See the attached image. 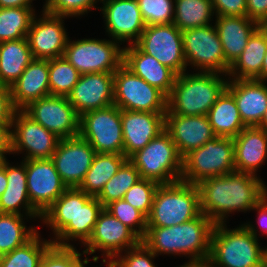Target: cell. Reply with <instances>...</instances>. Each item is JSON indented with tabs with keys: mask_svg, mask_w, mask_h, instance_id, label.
Masks as SVG:
<instances>
[{
	"mask_svg": "<svg viewBox=\"0 0 267 267\" xmlns=\"http://www.w3.org/2000/svg\"><path fill=\"white\" fill-rule=\"evenodd\" d=\"M179 267H210L208 260H189Z\"/></svg>",
	"mask_w": 267,
	"mask_h": 267,
	"instance_id": "obj_54",
	"label": "cell"
},
{
	"mask_svg": "<svg viewBox=\"0 0 267 267\" xmlns=\"http://www.w3.org/2000/svg\"><path fill=\"white\" fill-rule=\"evenodd\" d=\"M141 179L137 168L127 160L104 185L100 194L96 197L105 208L113 201L122 199L126 192Z\"/></svg>",
	"mask_w": 267,
	"mask_h": 267,
	"instance_id": "obj_39",
	"label": "cell"
},
{
	"mask_svg": "<svg viewBox=\"0 0 267 267\" xmlns=\"http://www.w3.org/2000/svg\"><path fill=\"white\" fill-rule=\"evenodd\" d=\"M234 171L233 138L216 136L183 157L181 181L198 185L205 179Z\"/></svg>",
	"mask_w": 267,
	"mask_h": 267,
	"instance_id": "obj_7",
	"label": "cell"
},
{
	"mask_svg": "<svg viewBox=\"0 0 267 267\" xmlns=\"http://www.w3.org/2000/svg\"><path fill=\"white\" fill-rule=\"evenodd\" d=\"M35 15L33 7L0 8V43L27 37Z\"/></svg>",
	"mask_w": 267,
	"mask_h": 267,
	"instance_id": "obj_37",
	"label": "cell"
},
{
	"mask_svg": "<svg viewBox=\"0 0 267 267\" xmlns=\"http://www.w3.org/2000/svg\"><path fill=\"white\" fill-rule=\"evenodd\" d=\"M79 135L96 153L124 155L121 109L113 104L84 113L80 116Z\"/></svg>",
	"mask_w": 267,
	"mask_h": 267,
	"instance_id": "obj_10",
	"label": "cell"
},
{
	"mask_svg": "<svg viewBox=\"0 0 267 267\" xmlns=\"http://www.w3.org/2000/svg\"><path fill=\"white\" fill-rule=\"evenodd\" d=\"M96 152L90 143L80 135L61 139L51 160L67 188H78Z\"/></svg>",
	"mask_w": 267,
	"mask_h": 267,
	"instance_id": "obj_16",
	"label": "cell"
},
{
	"mask_svg": "<svg viewBox=\"0 0 267 267\" xmlns=\"http://www.w3.org/2000/svg\"><path fill=\"white\" fill-rule=\"evenodd\" d=\"M252 223L229 229L226 223L215 224L209 256L210 267H262L267 247L258 243V230Z\"/></svg>",
	"mask_w": 267,
	"mask_h": 267,
	"instance_id": "obj_3",
	"label": "cell"
},
{
	"mask_svg": "<svg viewBox=\"0 0 267 267\" xmlns=\"http://www.w3.org/2000/svg\"><path fill=\"white\" fill-rule=\"evenodd\" d=\"M215 223L201 213L191 221L169 227H147L141 241L156 255H183L208 260Z\"/></svg>",
	"mask_w": 267,
	"mask_h": 267,
	"instance_id": "obj_2",
	"label": "cell"
},
{
	"mask_svg": "<svg viewBox=\"0 0 267 267\" xmlns=\"http://www.w3.org/2000/svg\"><path fill=\"white\" fill-rule=\"evenodd\" d=\"M20 163L19 166H12L6 159L7 188L0 196V213L25 215L29 219L36 217L41 219L42 215L32 206L29 200L26 160H22ZM21 211L25 213H21Z\"/></svg>",
	"mask_w": 267,
	"mask_h": 267,
	"instance_id": "obj_27",
	"label": "cell"
},
{
	"mask_svg": "<svg viewBox=\"0 0 267 267\" xmlns=\"http://www.w3.org/2000/svg\"><path fill=\"white\" fill-rule=\"evenodd\" d=\"M260 26H267V0H247V15Z\"/></svg>",
	"mask_w": 267,
	"mask_h": 267,
	"instance_id": "obj_48",
	"label": "cell"
},
{
	"mask_svg": "<svg viewBox=\"0 0 267 267\" xmlns=\"http://www.w3.org/2000/svg\"><path fill=\"white\" fill-rule=\"evenodd\" d=\"M99 1L102 0H46L43 10L52 15L78 17L97 9L95 4Z\"/></svg>",
	"mask_w": 267,
	"mask_h": 267,
	"instance_id": "obj_46",
	"label": "cell"
},
{
	"mask_svg": "<svg viewBox=\"0 0 267 267\" xmlns=\"http://www.w3.org/2000/svg\"><path fill=\"white\" fill-rule=\"evenodd\" d=\"M226 89L233 95L246 127L258 126L267 109V85L256 79H229Z\"/></svg>",
	"mask_w": 267,
	"mask_h": 267,
	"instance_id": "obj_23",
	"label": "cell"
},
{
	"mask_svg": "<svg viewBox=\"0 0 267 267\" xmlns=\"http://www.w3.org/2000/svg\"><path fill=\"white\" fill-rule=\"evenodd\" d=\"M33 0H0V8L7 7H32Z\"/></svg>",
	"mask_w": 267,
	"mask_h": 267,
	"instance_id": "obj_52",
	"label": "cell"
},
{
	"mask_svg": "<svg viewBox=\"0 0 267 267\" xmlns=\"http://www.w3.org/2000/svg\"><path fill=\"white\" fill-rule=\"evenodd\" d=\"M260 129H263L264 131L267 132V109L264 113V116L262 118V120L260 121L259 125L257 126Z\"/></svg>",
	"mask_w": 267,
	"mask_h": 267,
	"instance_id": "obj_56",
	"label": "cell"
},
{
	"mask_svg": "<svg viewBox=\"0 0 267 267\" xmlns=\"http://www.w3.org/2000/svg\"><path fill=\"white\" fill-rule=\"evenodd\" d=\"M100 11L103 14L106 32L122 45L135 44L146 28L137 0H102Z\"/></svg>",
	"mask_w": 267,
	"mask_h": 267,
	"instance_id": "obj_18",
	"label": "cell"
},
{
	"mask_svg": "<svg viewBox=\"0 0 267 267\" xmlns=\"http://www.w3.org/2000/svg\"><path fill=\"white\" fill-rule=\"evenodd\" d=\"M8 153L11 154V151H0V166L2 165L4 160L6 159L5 154H8Z\"/></svg>",
	"mask_w": 267,
	"mask_h": 267,
	"instance_id": "obj_57",
	"label": "cell"
},
{
	"mask_svg": "<svg viewBox=\"0 0 267 267\" xmlns=\"http://www.w3.org/2000/svg\"><path fill=\"white\" fill-rule=\"evenodd\" d=\"M77 188H68L43 213L41 220L53 229L55 237L67 226L76 225Z\"/></svg>",
	"mask_w": 267,
	"mask_h": 267,
	"instance_id": "obj_36",
	"label": "cell"
},
{
	"mask_svg": "<svg viewBox=\"0 0 267 267\" xmlns=\"http://www.w3.org/2000/svg\"><path fill=\"white\" fill-rule=\"evenodd\" d=\"M215 16H246L247 0H211Z\"/></svg>",
	"mask_w": 267,
	"mask_h": 267,
	"instance_id": "obj_47",
	"label": "cell"
},
{
	"mask_svg": "<svg viewBox=\"0 0 267 267\" xmlns=\"http://www.w3.org/2000/svg\"><path fill=\"white\" fill-rule=\"evenodd\" d=\"M10 125L11 123H0V151H11Z\"/></svg>",
	"mask_w": 267,
	"mask_h": 267,
	"instance_id": "obj_51",
	"label": "cell"
},
{
	"mask_svg": "<svg viewBox=\"0 0 267 267\" xmlns=\"http://www.w3.org/2000/svg\"><path fill=\"white\" fill-rule=\"evenodd\" d=\"M123 65L166 97L171 93L177 74L152 55L142 52L135 44L124 47Z\"/></svg>",
	"mask_w": 267,
	"mask_h": 267,
	"instance_id": "obj_24",
	"label": "cell"
},
{
	"mask_svg": "<svg viewBox=\"0 0 267 267\" xmlns=\"http://www.w3.org/2000/svg\"><path fill=\"white\" fill-rule=\"evenodd\" d=\"M26 178L29 200L41 215L68 189L51 159L26 160Z\"/></svg>",
	"mask_w": 267,
	"mask_h": 267,
	"instance_id": "obj_17",
	"label": "cell"
},
{
	"mask_svg": "<svg viewBox=\"0 0 267 267\" xmlns=\"http://www.w3.org/2000/svg\"><path fill=\"white\" fill-rule=\"evenodd\" d=\"M158 186L155 181L141 178L126 192L123 199L148 217Z\"/></svg>",
	"mask_w": 267,
	"mask_h": 267,
	"instance_id": "obj_44",
	"label": "cell"
},
{
	"mask_svg": "<svg viewBox=\"0 0 267 267\" xmlns=\"http://www.w3.org/2000/svg\"><path fill=\"white\" fill-rule=\"evenodd\" d=\"M182 40L187 66L192 65L199 72L228 75L230 65L225 61L215 25L186 29L182 31Z\"/></svg>",
	"mask_w": 267,
	"mask_h": 267,
	"instance_id": "obj_11",
	"label": "cell"
},
{
	"mask_svg": "<svg viewBox=\"0 0 267 267\" xmlns=\"http://www.w3.org/2000/svg\"><path fill=\"white\" fill-rule=\"evenodd\" d=\"M83 253L74 246H57L52 245L44 254L39 267H85L89 259L85 257L82 261L80 258Z\"/></svg>",
	"mask_w": 267,
	"mask_h": 267,
	"instance_id": "obj_43",
	"label": "cell"
},
{
	"mask_svg": "<svg viewBox=\"0 0 267 267\" xmlns=\"http://www.w3.org/2000/svg\"><path fill=\"white\" fill-rule=\"evenodd\" d=\"M123 49L112 39H68L63 56L81 75L115 72L123 64Z\"/></svg>",
	"mask_w": 267,
	"mask_h": 267,
	"instance_id": "obj_8",
	"label": "cell"
},
{
	"mask_svg": "<svg viewBox=\"0 0 267 267\" xmlns=\"http://www.w3.org/2000/svg\"><path fill=\"white\" fill-rule=\"evenodd\" d=\"M262 267H267V260L263 263Z\"/></svg>",
	"mask_w": 267,
	"mask_h": 267,
	"instance_id": "obj_58",
	"label": "cell"
},
{
	"mask_svg": "<svg viewBox=\"0 0 267 267\" xmlns=\"http://www.w3.org/2000/svg\"><path fill=\"white\" fill-rule=\"evenodd\" d=\"M140 242L141 238L131 228L103 208L98 215L91 237L83 245L86 249L82 252L84 255H92L99 249L103 252L102 257H105L103 263L109 264L117 255L135 247Z\"/></svg>",
	"mask_w": 267,
	"mask_h": 267,
	"instance_id": "obj_13",
	"label": "cell"
},
{
	"mask_svg": "<svg viewBox=\"0 0 267 267\" xmlns=\"http://www.w3.org/2000/svg\"><path fill=\"white\" fill-rule=\"evenodd\" d=\"M197 186L200 211L215 224L225 223L228 214L236 211H251L267 193L259 176L237 171L205 179Z\"/></svg>",
	"mask_w": 267,
	"mask_h": 267,
	"instance_id": "obj_1",
	"label": "cell"
},
{
	"mask_svg": "<svg viewBox=\"0 0 267 267\" xmlns=\"http://www.w3.org/2000/svg\"><path fill=\"white\" fill-rule=\"evenodd\" d=\"M267 52V26H260L249 38L241 55L230 66L228 79H257Z\"/></svg>",
	"mask_w": 267,
	"mask_h": 267,
	"instance_id": "obj_30",
	"label": "cell"
},
{
	"mask_svg": "<svg viewBox=\"0 0 267 267\" xmlns=\"http://www.w3.org/2000/svg\"><path fill=\"white\" fill-rule=\"evenodd\" d=\"M14 111L10 88L0 85V123H11Z\"/></svg>",
	"mask_w": 267,
	"mask_h": 267,
	"instance_id": "obj_49",
	"label": "cell"
},
{
	"mask_svg": "<svg viewBox=\"0 0 267 267\" xmlns=\"http://www.w3.org/2000/svg\"><path fill=\"white\" fill-rule=\"evenodd\" d=\"M123 152L129 158L165 130V113L121 110Z\"/></svg>",
	"mask_w": 267,
	"mask_h": 267,
	"instance_id": "obj_21",
	"label": "cell"
},
{
	"mask_svg": "<svg viewBox=\"0 0 267 267\" xmlns=\"http://www.w3.org/2000/svg\"><path fill=\"white\" fill-rule=\"evenodd\" d=\"M127 160V157L120 154L96 153L92 165L78 189L84 191L87 195L97 197L104 185Z\"/></svg>",
	"mask_w": 267,
	"mask_h": 267,
	"instance_id": "obj_33",
	"label": "cell"
},
{
	"mask_svg": "<svg viewBox=\"0 0 267 267\" xmlns=\"http://www.w3.org/2000/svg\"><path fill=\"white\" fill-rule=\"evenodd\" d=\"M215 27L225 61L231 66L241 55L251 35L260 27L247 16H216Z\"/></svg>",
	"mask_w": 267,
	"mask_h": 267,
	"instance_id": "obj_28",
	"label": "cell"
},
{
	"mask_svg": "<svg viewBox=\"0 0 267 267\" xmlns=\"http://www.w3.org/2000/svg\"><path fill=\"white\" fill-rule=\"evenodd\" d=\"M146 26L171 24L174 18V0H137Z\"/></svg>",
	"mask_w": 267,
	"mask_h": 267,
	"instance_id": "obj_42",
	"label": "cell"
},
{
	"mask_svg": "<svg viewBox=\"0 0 267 267\" xmlns=\"http://www.w3.org/2000/svg\"><path fill=\"white\" fill-rule=\"evenodd\" d=\"M7 188V177H6V159L0 166V196Z\"/></svg>",
	"mask_w": 267,
	"mask_h": 267,
	"instance_id": "obj_53",
	"label": "cell"
},
{
	"mask_svg": "<svg viewBox=\"0 0 267 267\" xmlns=\"http://www.w3.org/2000/svg\"><path fill=\"white\" fill-rule=\"evenodd\" d=\"M25 215L0 213V256L21 247L31 240L38 230L24 224Z\"/></svg>",
	"mask_w": 267,
	"mask_h": 267,
	"instance_id": "obj_35",
	"label": "cell"
},
{
	"mask_svg": "<svg viewBox=\"0 0 267 267\" xmlns=\"http://www.w3.org/2000/svg\"><path fill=\"white\" fill-rule=\"evenodd\" d=\"M207 117L218 137L235 138L246 127L241 120L236 101L227 89L210 108Z\"/></svg>",
	"mask_w": 267,
	"mask_h": 267,
	"instance_id": "obj_32",
	"label": "cell"
},
{
	"mask_svg": "<svg viewBox=\"0 0 267 267\" xmlns=\"http://www.w3.org/2000/svg\"><path fill=\"white\" fill-rule=\"evenodd\" d=\"M217 72H183L177 75L167 97L166 113L183 116L207 115L227 87L229 79ZM223 76V77H222Z\"/></svg>",
	"mask_w": 267,
	"mask_h": 267,
	"instance_id": "obj_4",
	"label": "cell"
},
{
	"mask_svg": "<svg viewBox=\"0 0 267 267\" xmlns=\"http://www.w3.org/2000/svg\"><path fill=\"white\" fill-rule=\"evenodd\" d=\"M41 16L37 19L35 15L26 37L34 59L62 57L69 39L63 24L67 17L44 10Z\"/></svg>",
	"mask_w": 267,
	"mask_h": 267,
	"instance_id": "obj_19",
	"label": "cell"
},
{
	"mask_svg": "<svg viewBox=\"0 0 267 267\" xmlns=\"http://www.w3.org/2000/svg\"><path fill=\"white\" fill-rule=\"evenodd\" d=\"M165 130L170 134L182 157L216 137L207 115L183 116L165 113Z\"/></svg>",
	"mask_w": 267,
	"mask_h": 267,
	"instance_id": "obj_22",
	"label": "cell"
},
{
	"mask_svg": "<svg viewBox=\"0 0 267 267\" xmlns=\"http://www.w3.org/2000/svg\"><path fill=\"white\" fill-rule=\"evenodd\" d=\"M235 171L257 176L267 160V132L257 126L245 127L235 138Z\"/></svg>",
	"mask_w": 267,
	"mask_h": 267,
	"instance_id": "obj_26",
	"label": "cell"
},
{
	"mask_svg": "<svg viewBox=\"0 0 267 267\" xmlns=\"http://www.w3.org/2000/svg\"><path fill=\"white\" fill-rule=\"evenodd\" d=\"M211 0H174L173 24L180 30L212 25Z\"/></svg>",
	"mask_w": 267,
	"mask_h": 267,
	"instance_id": "obj_34",
	"label": "cell"
},
{
	"mask_svg": "<svg viewBox=\"0 0 267 267\" xmlns=\"http://www.w3.org/2000/svg\"><path fill=\"white\" fill-rule=\"evenodd\" d=\"M114 72L82 74L67 96L80 117L84 113L114 104Z\"/></svg>",
	"mask_w": 267,
	"mask_h": 267,
	"instance_id": "obj_20",
	"label": "cell"
},
{
	"mask_svg": "<svg viewBox=\"0 0 267 267\" xmlns=\"http://www.w3.org/2000/svg\"><path fill=\"white\" fill-rule=\"evenodd\" d=\"M80 75L64 56L49 59L50 95L67 97L78 82Z\"/></svg>",
	"mask_w": 267,
	"mask_h": 267,
	"instance_id": "obj_40",
	"label": "cell"
},
{
	"mask_svg": "<svg viewBox=\"0 0 267 267\" xmlns=\"http://www.w3.org/2000/svg\"><path fill=\"white\" fill-rule=\"evenodd\" d=\"M258 211V225L261 232L267 234V193L262 197L261 201L252 209Z\"/></svg>",
	"mask_w": 267,
	"mask_h": 267,
	"instance_id": "obj_50",
	"label": "cell"
},
{
	"mask_svg": "<svg viewBox=\"0 0 267 267\" xmlns=\"http://www.w3.org/2000/svg\"><path fill=\"white\" fill-rule=\"evenodd\" d=\"M37 123L60 139L79 135L80 117L65 96H47L23 109Z\"/></svg>",
	"mask_w": 267,
	"mask_h": 267,
	"instance_id": "obj_15",
	"label": "cell"
},
{
	"mask_svg": "<svg viewBox=\"0 0 267 267\" xmlns=\"http://www.w3.org/2000/svg\"><path fill=\"white\" fill-rule=\"evenodd\" d=\"M128 160L143 179L155 181L159 185L181 180L183 157L166 130L132 154Z\"/></svg>",
	"mask_w": 267,
	"mask_h": 267,
	"instance_id": "obj_6",
	"label": "cell"
},
{
	"mask_svg": "<svg viewBox=\"0 0 267 267\" xmlns=\"http://www.w3.org/2000/svg\"><path fill=\"white\" fill-rule=\"evenodd\" d=\"M124 253L117 255L107 267H156L153 263L156 255L142 241Z\"/></svg>",
	"mask_w": 267,
	"mask_h": 267,
	"instance_id": "obj_45",
	"label": "cell"
},
{
	"mask_svg": "<svg viewBox=\"0 0 267 267\" xmlns=\"http://www.w3.org/2000/svg\"><path fill=\"white\" fill-rule=\"evenodd\" d=\"M107 209L114 217L131 228L141 239L147 230V217L127 203L123 198L108 204Z\"/></svg>",
	"mask_w": 267,
	"mask_h": 267,
	"instance_id": "obj_41",
	"label": "cell"
},
{
	"mask_svg": "<svg viewBox=\"0 0 267 267\" xmlns=\"http://www.w3.org/2000/svg\"><path fill=\"white\" fill-rule=\"evenodd\" d=\"M39 232L26 244L0 256V267H39L52 240L40 239Z\"/></svg>",
	"mask_w": 267,
	"mask_h": 267,
	"instance_id": "obj_38",
	"label": "cell"
},
{
	"mask_svg": "<svg viewBox=\"0 0 267 267\" xmlns=\"http://www.w3.org/2000/svg\"><path fill=\"white\" fill-rule=\"evenodd\" d=\"M103 208L96 197L87 195L77 188L76 225H67L55 239H52V243L57 246H73L69 240L74 239L84 245L91 237L98 215Z\"/></svg>",
	"mask_w": 267,
	"mask_h": 267,
	"instance_id": "obj_29",
	"label": "cell"
},
{
	"mask_svg": "<svg viewBox=\"0 0 267 267\" xmlns=\"http://www.w3.org/2000/svg\"><path fill=\"white\" fill-rule=\"evenodd\" d=\"M9 88L15 110H23L31 102L50 96L49 59H34Z\"/></svg>",
	"mask_w": 267,
	"mask_h": 267,
	"instance_id": "obj_25",
	"label": "cell"
},
{
	"mask_svg": "<svg viewBox=\"0 0 267 267\" xmlns=\"http://www.w3.org/2000/svg\"><path fill=\"white\" fill-rule=\"evenodd\" d=\"M61 139L37 123L24 110H15L10 125L11 153H25L24 160L51 159Z\"/></svg>",
	"mask_w": 267,
	"mask_h": 267,
	"instance_id": "obj_12",
	"label": "cell"
},
{
	"mask_svg": "<svg viewBox=\"0 0 267 267\" xmlns=\"http://www.w3.org/2000/svg\"><path fill=\"white\" fill-rule=\"evenodd\" d=\"M201 214L197 185L177 181L157 187L147 227H169L193 220Z\"/></svg>",
	"mask_w": 267,
	"mask_h": 267,
	"instance_id": "obj_5",
	"label": "cell"
},
{
	"mask_svg": "<svg viewBox=\"0 0 267 267\" xmlns=\"http://www.w3.org/2000/svg\"><path fill=\"white\" fill-rule=\"evenodd\" d=\"M114 105L121 110L166 113L167 97L123 64L114 72Z\"/></svg>",
	"mask_w": 267,
	"mask_h": 267,
	"instance_id": "obj_9",
	"label": "cell"
},
{
	"mask_svg": "<svg viewBox=\"0 0 267 267\" xmlns=\"http://www.w3.org/2000/svg\"><path fill=\"white\" fill-rule=\"evenodd\" d=\"M34 60L27 38L0 43V85L10 87Z\"/></svg>",
	"mask_w": 267,
	"mask_h": 267,
	"instance_id": "obj_31",
	"label": "cell"
},
{
	"mask_svg": "<svg viewBox=\"0 0 267 267\" xmlns=\"http://www.w3.org/2000/svg\"><path fill=\"white\" fill-rule=\"evenodd\" d=\"M256 80L264 81V82L267 81V52L264 56L261 75Z\"/></svg>",
	"mask_w": 267,
	"mask_h": 267,
	"instance_id": "obj_55",
	"label": "cell"
},
{
	"mask_svg": "<svg viewBox=\"0 0 267 267\" xmlns=\"http://www.w3.org/2000/svg\"><path fill=\"white\" fill-rule=\"evenodd\" d=\"M135 45L144 53L152 55L177 75L187 70L182 31L173 23L146 26Z\"/></svg>",
	"mask_w": 267,
	"mask_h": 267,
	"instance_id": "obj_14",
	"label": "cell"
}]
</instances>
